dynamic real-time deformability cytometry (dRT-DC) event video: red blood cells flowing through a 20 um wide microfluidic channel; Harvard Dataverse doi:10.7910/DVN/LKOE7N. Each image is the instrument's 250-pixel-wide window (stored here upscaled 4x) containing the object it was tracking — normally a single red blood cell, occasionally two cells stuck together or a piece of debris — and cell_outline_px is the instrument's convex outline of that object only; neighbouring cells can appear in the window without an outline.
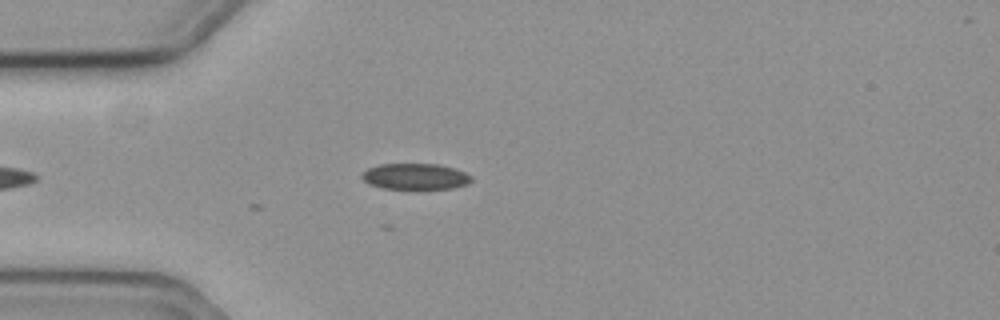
{"species": "common noctule bat (a hibernating species)", "species_latin": "Nyctalus noctula", "temperature_condition": "cold", "stored_images_in_passage": 13, "camera_frame_rate_fps": 3000, "um_per_image_px": 0.085, "animal": {"sex": "female", "body_mass_g": 19.3, "forearm_length_mm": 54.1}, "frame": {"image": 1, "passage_image": 1, "time_ms": 0.0, "image_size_px": [1000, 320], "cell_outline_px": [[472, 180], [468, 184], [452, 188], [384, 188], [368, 184], [360, 176], [368, 168], [380, 164], [436, 164], [456, 168], [472, 176]], "centroid_in_image_um": [35.31, 14.99], "position_along_channel_um": 49.7, "area_um2": 16.47}}
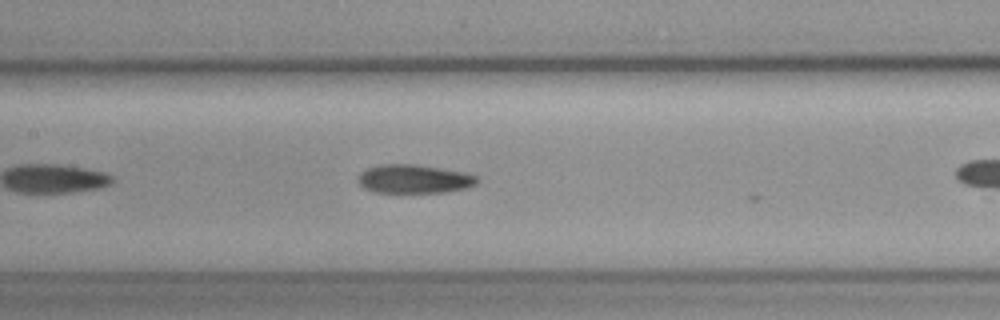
{"frame": {"image": 2, "passage_image": 8, "time_ms": 2.333, "image_size_px": [1000, 320], "cell_outline_px": [[476, 184], [464, 188], [444, 192], [376, 192], [364, 188], [356, 180], [360, 172], [368, 168], [380, 164], [416, 164], [460, 172], [476, 176]], "centroid_in_image_um": [35.11, 15.21], "position_along_channel_um": 172.3, "area_um2": 19.54}}